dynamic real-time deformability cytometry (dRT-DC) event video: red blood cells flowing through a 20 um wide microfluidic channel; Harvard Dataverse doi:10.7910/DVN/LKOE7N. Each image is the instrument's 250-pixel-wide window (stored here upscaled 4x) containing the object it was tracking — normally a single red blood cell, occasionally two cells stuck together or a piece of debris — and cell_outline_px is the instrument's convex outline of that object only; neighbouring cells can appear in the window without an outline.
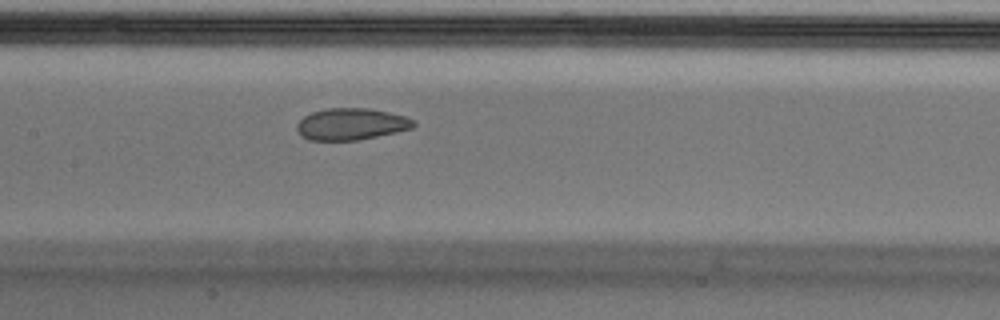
{"species": "Egyptian fruit bat (a non-hibernating species)", "species_latin": "Rousettus aegyptiacus", "temperature_condition": "cold", "stored_images_in_passage": 40, "camera_frame_rate_fps": 3000, "um_per_image_px": 0.085, "animal": {"sex": "male"}, "frame": {"image": 1, "passage_image": 12, "time_ms": 3.667, "image_size_px": [1000, 320], "cell_outline_px": [[416, 124], [412, 128], [396, 132], [356, 140], [308, 140], [300, 136], [296, 128], [296, 124], [304, 116], [312, 112], [328, 108], [368, 108], [388, 112], [404, 116], [416, 120]], "centroid_in_image_um": [29.83, 10.54], "position_along_channel_um": 177.6, "area_um2": 21.56}, "authors_computed_cell_mechanics": {"area_um2": 23.3512, "velocity_mm_per_s": 3.7163, "shape_relaxation_time_tau1_ms": null, "shape_relaxation_time_tau2_ms": 1.7689, "deformation_change_tau1": null, "deformation_change_tau2": 0.064}}